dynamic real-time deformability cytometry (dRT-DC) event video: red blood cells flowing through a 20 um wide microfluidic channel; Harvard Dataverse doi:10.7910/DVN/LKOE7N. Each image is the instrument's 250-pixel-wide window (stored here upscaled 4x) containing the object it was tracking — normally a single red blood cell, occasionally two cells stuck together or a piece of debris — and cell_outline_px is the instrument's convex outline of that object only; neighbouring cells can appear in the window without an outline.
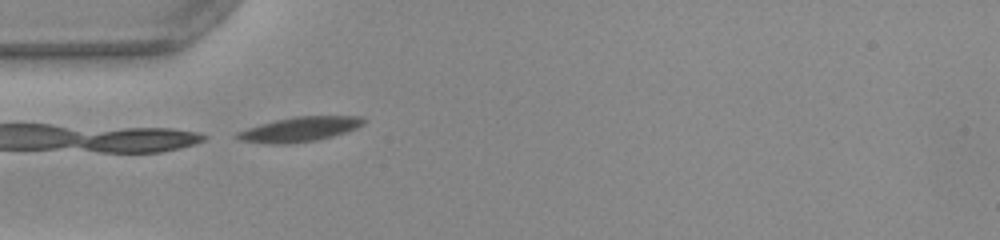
{"species": "common noctule bat (a hibernating species)", "species_latin": "Nyctalus noctula", "temperature_condition": "warm", "stored_images_in_passage": 38, "camera_frame_rate_fps": 3000, "um_per_image_px": 0.085, "animal": {"sex": "female", "body_mass_g": 22.0, "forearm_length_mm": 56.7}, "frame": {"image": 1, "passage_image": 1, "time_ms": 0.0, "image_size_px": [1000, 240], "cell_outline_px": [[364, 124], [356, 128], [332, 136], [316, 140], [288, 144], [268, 144], [236, 140], [232, 136], [236, 132], [260, 124], [276, 120], [296, 116], [360, 116], [364, 120]], "centroid_in_image_um": [25.39, 11.0], "position_along_channel_um": 59.6, "area_um2": 18.21}}
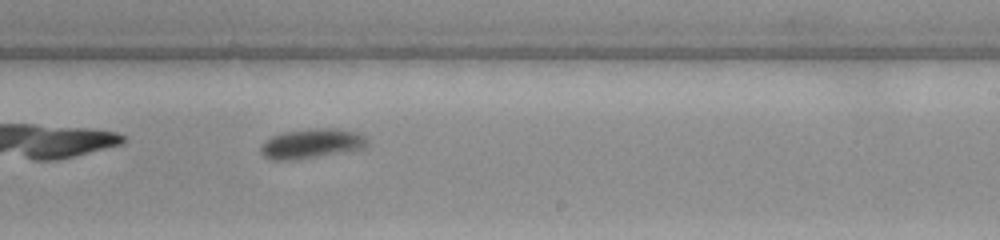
{"frame": {"image": 2, "passage_image": 17, "time_ms": 5.333, "image_size_px": [1000, 240], "cell_outline_px": [[368, 144], [364, 148], [292, 160], [272, 160], [264, 156], [260, 152], [260, 148], [264, 140], [272, 136], [284, 132], [316, 128], [340, 128], [356, 132], [368, 136]], "centroid_in_image_um": [26.49, 12.19], "position_along_channel_um": 262.5, "area_um2": 18.38}}
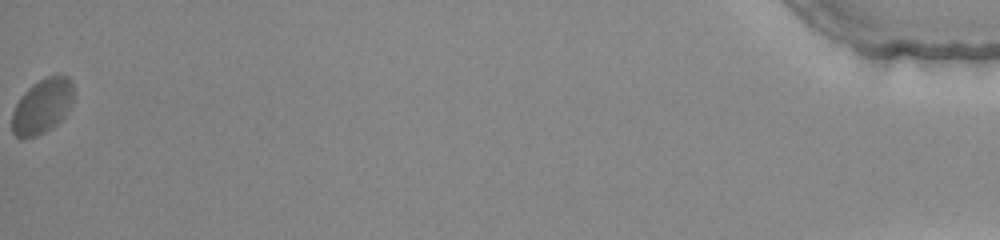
{"frame": {"image": 3, "passage_image": 38, "time_ms": 12.333, "image_size_px": [1000, 240], "cell_outline_px": [[72, 100], [64, 116], [52, 128], [36, 136], [24, 140], [20, 140], [12, 132], [12, 112], [20, 96], [32, 84], [48, 76], [68, 76], [72, 80]], "centroid_in_image_um": [3.54, 9.06], "position_along_channel_um": 431.7, "area_um2": 19.65}, "authors_computed_cell_mechanics": {"area_um2": 18.0336, "velocity_mm_per_s": 3.8758, "shape_relaxation_time_tau1_ms": null, "shape_relaxation_time_tau2_ms": 3.1767, "deformation_change_tau1": null, "deformation_change_tau2": 0.0584}}